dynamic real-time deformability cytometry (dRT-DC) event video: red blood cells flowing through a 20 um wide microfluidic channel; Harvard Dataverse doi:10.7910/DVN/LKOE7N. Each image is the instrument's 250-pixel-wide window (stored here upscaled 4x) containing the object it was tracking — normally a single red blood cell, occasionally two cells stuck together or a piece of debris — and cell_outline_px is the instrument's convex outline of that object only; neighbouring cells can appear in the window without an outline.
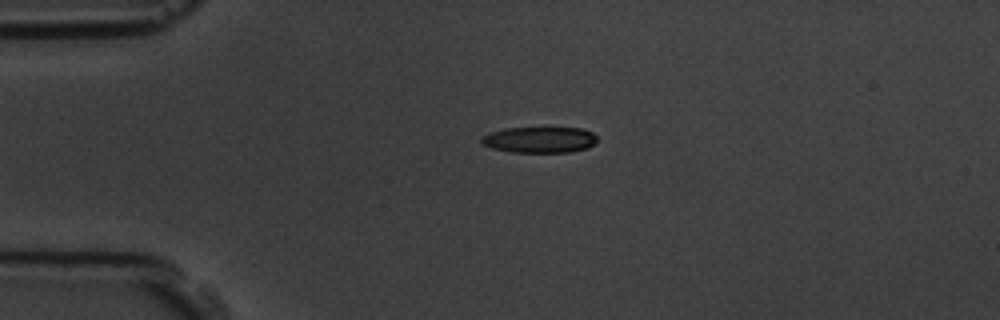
{"species": "common noctule bat (a hibernating species)", "species_latin": "Nyctalus noctula", "temperature_condition": "room temperature", "stored_images_in_passage": 2, "camera_frame_rate_fps": 3000, "um_per_image_px": 0.085, "animal": {"sex": "male", "body_mass_g": 19.5, "forearm_length_mm": 54.6}, "frame": {"image": 1, "passage_image": 2, "time_ms": 1.333, "image_size_px": [1000, 320], "cell_outline_px": [[596, 140], [588, 148], [568, 152], [512, 152], [492, 148], [484, 144], [480, 140], [480, 136], [488, 132], [504, 128], [544, 124], [548, 124], [580, 128], [592, 132], [596, 136]], "centroid_in_image_um": [45.84, 11.8], "position_along_channel_um": 39.2, "area_um2": 18.67}}